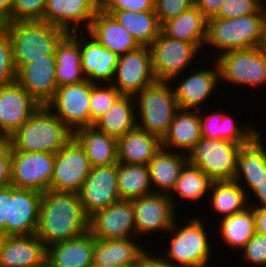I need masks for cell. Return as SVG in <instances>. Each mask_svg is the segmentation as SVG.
<instances>
[{"label": "cell", "instance_id": "cell-1", "mask_svg": "<svg viewBox=\"0 0 266 267\" xmlns=\"http://www.w3.org/2000/svg\"><path fill=\"white\" fill-rule=\"evenodd\" d=\"M89 230L79 193L48 190L42 193L36 235L49 245Z\"/></svg>", "mask_w": 266, "mask_h": 267}, {"label": "cell", "instance_id": "cell-2", "mask_svg": "<svg viewBox=\"0 0 266 267\" xmlns=\"http://www.w3.org/2000/svg\"><path fill=\"white\" fill-rule=\"evenodd\" d=\"M213 48L214 57L231 50L266 46V5L255 14L237 18L207 19L204 47Z\"/></svg>", "mask_w": 266, "mask_h": 267}, {"label": "cell", "instance_id": "cell-3", "mask_svg": "<svg viewBox=\"0 0 266 267\" xmlns=\"http://www.w3.org/2000/svg\"><path fill=\"white\" fill-rule=\"evenodd\" d=\"M72 138L73 131L47 106H40L8 141L16 151L56 154Z\"/></svg>", "mask_w": 266, "mask_h": 267}, {"label": "cell", "instance_id": "cell-4", "mask_svg": "<svg viewBox=\"0 0 266 267\" xmlns=\"http://www.w3.org/2000/svg\"><path fill=\"white\" fill-rule=\"evenodd\" d=\"M201 215L193 216L178 225L179 220L174 221L172 228L166 233L170 239L166 245V252L161 254L165 259L177 267H210L212 245L210 235L207 234L205 221L207 218Z\"/></svg>", "mask_w": 266, "mask_h": 267}, {"label": "cell", "instance_id": "cell-5", "mask_svg": "<svg viewBox=\"0 0 266 267\" xmlns=\"http://www.w3.org/2000/svg\"><path fill=\"white\" fill-rule=\"evenodd\" d=\"M6 33L12 41L16 70L55 53L57 44L67 34L63 29L42 21L7 23Z\"/></svg>", "mask_w": 266, "mask_h": 267}, {"label": "cell", "instance_id": "cell-6", "mask_svg": "<svg viewBox=\"0 0 266 267\" xmlns=\"http://www.w3.org/2000/svg\"><path fill=\"white\" fill-rule=\"evenodd\" d=\"M170 84V81H155L135 96L137 127L160 139L168 132L179 109Z\"/></svg>", "mask_w": 266, "mask_h": 267}, {"label": "cell", "instance_id": "cell-7", "mask_svg": "<svg viewBox=\"0 0 266 267\" xmlns=\"http://www.w3.org/2000/svg\"><path fill=\"white\" fill-rule=\"evenodd\" d=\"M213 60L219 69L220 82L245 89L266 87V46L231 50Z\"/></svg>", "mask_w": 266, "mask_h": 267}, {"label": "cell", "instance_id": "cell-8", "mask_svg": "<svg viewBox=\"0 0 266 267\" xmlns=\"http://www.w3.org/2000/svg\"><path fill=\"white\" fill-rule=\"evenodd\" d=\"M241 145L225 139H201L187 153V162L200 168L213 181H230L236 174Z\"/></svg>", "mask_w": 266, "mask_h": 267}, {"label": "cell", "instance_id": "cell-9", "mask_svg": "<svg viewBox=\"0 0 266 267\" xmlns=\"http://www.w3.org/2000/svg\"><path fill=\"white\" fill-rule=\"evenodd\" d=\"M204 44L173 39L161 31L149 46L157 81H171L175 76L186 72L192 64L194 66L195 59L200 55L198 52L204 50Z\"/></svg>", "mask_w": 266, "mask_h": 267}, {"label": "cell", "instance_id": "cell-10", "mask_svg": "<svg viewBox=\"0 0 266 267\" xmlns=\"http://www.w3.org/2000/svg\"><path fill=\"white\" fill-rule=\"evenodd\" d=\"M55 154L22 152L12 148L11 185L19 189H32L40 193L50 190Z\"/></svg>", "mask_w": 266, "mask_h": 267}, {"label": "cell", "instance_id": "cell-11", "mask_svg": "<svg viewBox=\"0 0 266 267\" xmlns=\"http://www.w3.org/2000/svg\"><path fill=\"white\" fill-rule=\"evenodd\" d=\"M155 81L157 79L153 71L150 47L140 46L118 56L115 74L110 84L122 95L136 96Z\"/></svg>", "mask_w": 266, "mask_h": 267}, {"label": "cell", "instance_id": "cell-12", "mask_svg": "<svg viewBox=\"0 0 266 267\" xmlns=\"http://www.w3.org/2000/svg\"><path fill=\"white\" fill-rule=\"evenodd\" d=\"M91 82L85 81L58 87L46 105L73 132L91 126Z\"/></svg>", "mask_w": 266, "mask_h": 267}, {"label": "cell", "instance_id": "cell-13", "mask_svg": "<svg viewBox=\"0 0 266 267\" xmlns=\"http://www.w3.org/2000/svg\"><path fill=\"white\" fill-rule=\"evenodd\" d=\"M91 168L83 147L73 137L55 154L50 190L79 193Z\"/></svg>", "mask_w": 266, "mask_h": 267}, {"label": "cell", "instance_id": "cell-14", "mask_svg": "<svg viewBox=\"0 0 266 267\" xmlns=\"http://www.w3.org/2000/svg\"><path fill=\"white\" fill-rule=\"evenodd\" d=\"M135 215L136 238L144 235L165 234L172 228L178 215L169 195L153 193L130 200ZM157 231V233H156ZM155 232V233H154Z\"/></svg>", "mask_w": 266, "mask_h": 267}, {"label": "cell", "instance_id": "cell-15", "mask_svg": "<svg viewBox=\"0 0 266 267\" xmlns=\"http://www.w3.org/2000/svg\"><path fill=\"white\" fill-rule=\"evenodd\" d=\"M211 67L202 68L201 70L197 68L196 72L191 71V73L187 74L188 76L184 72L170 81L174 86L173 89L179 108L201 110V107L205 106H202V104H206V101L213 97L214 92H218L217 89L221 85L219 83V69L215 60L212 62ZM173 83L177 84V86Z\"/></svg>", "mask_w": 266, "mask_h": 267}, {"label": "cell", "instance_id": "cell-16", "mask_svg": "<svg viewBox=\"0 0 266 267\" xmlns=\"http://www.w3.org/2000/svg\"><path fill=\"white\" fill-rule=\"evenodd\" d=\"M89 231L95 239L136 238L135 215L130 200H119L89 217Z\"/></svg>", "mask_w": 266, "mask_h": 267}, {"label": "cell", "instance_id": "cell-17", "mask_svg": "<svg viewBox=\"0 0 266 267\" xmlns=\"http://www.w3.org/2000/svg\"><path fill=\"white\" fill-rule=\"evenodd\" d=\"M79 196L88 217L121 200L117 187V163L91 168Z\"/></svg>", "mask_w": 266, "mask_h": 267}, {"label": "cell", "instance_id": "cell-18", "mask_svg": "<svg viewBox=\"0 0 266 267\" xmlns=\"http://www.w3.org/2000/svg\"><path fill=\"white\" fill-rule=\"evenodd\" d=\"M40 106L16 81L0 87V132L9 139Z\"/></svg>", "mask_w": 266, "mask_h": 267}, {"label": "cell", "instance_id": "cell-19", "mask_svg": "<svg viewBox=\"0 0 266 267\" xmlns=\"http://www.w3.org/2000/svg\"><path fill=\"white\" fill-rule=\"evenodd\" d=\"M42 193L9 185V219L6 236L34 235L37 232Z\"/></svg>", "mask_w": 266, "mask_h": 267}, {"label": "cell", "instance_id": "cell-20", "mask_svg": "<svg viewBox=\"0 0 266 267\" xmlns=\"http://www.w3.org/2000/svg\"><path fill=\"white\" fill-rule=\"evenodd\" d=\"M70 34L80 43L83 76L94 84H110L115 74L118 56L85 31Z\"/></svg>", "mask_w": 266, "mask_h": 267}, {"label": "cell", "instance_id": "cell-21", "mask_svg": "<svg viewBox=\"0 0 266 267\" xmlns=\"http://www.w3.org/2000/svg\"><path fill=\"white\" fill-rule=\"evenodd\" d=\"M99 9L92 0H47L41 21L66 33L79 32L80 28V32H86Z\"/></svg>", "mask_w": 266, "mask_h": 267}, {"label": "cell", "instance_id": "cell-22", "mask_svg": "<svg viewBox=\"0 0 266 267\" xmlns=\"http://www.w3.org/2000/svg\"><path fill=\"white\" fill-rule=\"evenodd\" d=\"M56 59L54 53L45 59L34 60L17 70L16 82L41 106H46L58 88L56 82Z\"/></svg>", "mask_w": 266, "mask_h": 267}, {"label": "cell", "instance_id": "cell-23", "mask_svg": "<svg viewBox=\"0 0 266 267\" xmlns=\"http://www.w3.org/2000/svg\"><path fill=\"white\" fill-rule=\"evenodd\" d=\"M262 137L264 136L258 131L248 142L241 145L237 154L236 174L233 180L246 191L248 199L251 195L250 190L266 178V146L261 141Z\"/></svg>", "mask_w": 266, "mask_h": 267}, {"label": "cell", "instance_id": "cell-24", "mask_svg": "<svg viewBox=\"0 0 266 267\" xmlns=\"http://www.w3.org/2000/svg\"><path fill=\"white\" fill-rule=\"evenodd\" d=\"M47 261V246L36 235L6 236L0 267H37Z\"/></svg>", "mask_w": 266, "mask_h": 267}, {"label": "cell", "instance_id": "cell-25", "mask_svg": "<svg viewBox=\"0 0 266 267\" xmlns=\"http://www.w3.org/2000/svg\"><path fill=\"white\" fill-rule=\"evenodd\" d=\"M95 238L88 230L80 236L47 247L51 267H93Z\"/></svg>", "mask_w": 266, "mask_h": 267}, {"label": "cell", "instance_id": "cell-26", "mask_svg": "<svg viewBox=\"0 0 266 267\" xmlns=\"http://www.w3.org/2000/svg\"><path fill=\"white\" fill-rule=\"evenodd\" d=\"M86 32L117 56L140 47L128 30L102 9L97 11Z\"/></svg>", "mask_w": 266, "mask_h": 267}, {"label": "cell", "instance_id": "cell-27", "mask_svg": "<svg viewBox=\"0 0 266 267\" xmlns=\"http://www.w3.org/2000/svg\"><path fill=\"white\" fill-rule=\"evenodd\" d=\"M201 137L200 110L179 108L161 144L164 149L187 154Z\"/></svg>", "mask_w": 266, "mask_h": 267}, {"label": "cell", "instance_id": "cell-28", "mask_svg": "<svg viewBox=\"0 0 266 267\" xmlns=\"http://www.w3.org/2000/svg\"><path fill=\"white\" fill-rule=\"evenodd\" d=\"M200 110V125L202 137L206 139H225L235 144L243 145L248 142L257 132L253 125H237V118L231 116L222 108L217 112L215 110L202 113Z\"/></svg>", "mask_w": 266, "mask_h": 267}, {"label": "cell", "instance_id": "cell-29", "mask_svg": "<svg viewBox=\"0 0 266 267\" xmlns=\"http://www.w3.org/2000/svg\"><path fill=\"white\" fill-rule=\"evenodd\" d=\"M137 239H95L93 267L136 266L140 255L146 250Z\"/></svg>", "mask_w": 266, "mask_h": 267}, {"label": "cell", "instance_id": "cell-30", "mask_svg": "<svg viewBox=\"0 0 266 267\" xmlns=\"http://www.w3.org/2000/svg\"><path fill=\"white\" fill-rule=\"evenodd\" d=\"M161 148L158 136L136 127L117 139V160L121 163L148 165Z\"/></svg>", "mask_w": 266, "mask_h": 267}, {"label": "cell", "instance_id": "cell-31", "mask_svg": "<svg viewBox=\"0 0 266 267\" xmlns=\"http://www.w3.org/2000/svg\"><path fill=\"white\" fill-rule=\"evenodd\" d=\"M186 163L187 154L161 148L148 164L154 193L170 195Z\"/></svg>", "mask_w": 266, "mask_h": 267}, {"label": "cell", "instance_id": "cell-32", "mask_svg": "<svg viewBox=\"0 0 266 267\" xmlns=\"http://www.w3.org/2000/svg\"><path fill=\"white\" fill-rule=\"evenodd\" d=\"M73 137L83 147L92 168L118 163L117 140L95 126L79 128Z\"/></svg>", "mask_w": 266, "mask_h": 267}, {"label": "cell", "instance_id": "cell-33", "mask_svg": "<svg viewBox=\"0 0 266 267\" xmlns=\"http://www.w3.org/2000/svg\"><path fill=\"white\" fill-rule=\"evenodd\" d=\"M136 115L135 96L121 95L93 126L117 140L137 127Z\"/></svg>", "mask_w": 266, "mask_h": 267}, {"label": "cell", "instance_id": "cell-34", "mask_svg": "<svg viewBox=\"0 0 266 267\" xmlns=\"http://www.w3.org/2000/svg\"><path fill=\"white\" fill-rule=\"evenodd\" d=\"M54 55L58 87L86 80L82 73L80 43L70 33L57 44Z\"/></svg>", "mask_w": 266, "mask_h": 267}, {"label": "cell", "instance_id": "cell-35", "mask_svg": "<svg viewBox=\"0 0 266 267\" xmlns=\"http://www.w3.org/2000/svg\"><path fill=\"white\" fill-rule=\"evenodd\" d=\"M161 31L168 37L189 43H205L207 18L194 5L178 17L164 22Z\"/></svg>", "mask_w": 266, "mask_h": 267}, {"label": "cell", "instance_id": "cell-36", "mask_svg": "<svg viewBox=\"0 0 266 267\" xmlns=\"http://www.w3.org/2000/svg\"><path fill=\"white\" fill-rule=\"evenodd\" d=\"M208 201H210L208 203L209 208L212 209L214 214L221 216V218L245 210L249 207L250 202L246 191L234 180L214 181L210 189Z\"/></svg>", "mask_w": 266, "mask_h": 267}, {"label": "cell", "instance_id": "cell-37", "mask_svg": "<svg viewBox=\"0 0 266 267\" xmlns=\"http://www.w3.org/2000/svg\"><path fill=\"white\" fill-rule=\"evenodd\" d=\"M217 221L219 226L214 228L218 229L221 241L230 250L242 249L256 233L254 209L251 206Z\"/></svg>", "mask_w": 266, "mask_h": 267}, {"label": "cell", "instance_id": "cell-38", "mask_svg": "<svg viewBox=\"0 0 266 267\" xmlns=\"http://www.w3.org/2000/svg\"><path fill=\"white\" fill-rule=\"evenodd\" d=\"M112 15L134 37L140 46H150L161 33L155 11H105Z\"/></svg>", "mask_w": 266, "mask_h": 267}, {"label": "cell", "instance_id": "cell-39", "mask_svg": "<svg viewBox=\"0 0 266 267\" xmlns=\"http://www.w3.org/2000/svg\"><path fill=\"white\" fill-rule=\"evenodd\" d=\"M213 182L214 181L210 177H208L200 168L190 165L187 162L181 169L175 188L169 195V198L172 200L176 210L180 208L177 206L178 198L184 201H190L192 202V204L193 201L194 203L200 202L201 199H208V193H210ZM177 194L180 197H176L178 196ZM176 198L177 202L175 201Z\"/></svg>", "mask_w": 266, "mask_h": 267}, {"label": "cell", "instance_id": "cell-40", "mask_svg": "<svg viewBox=\"0 0 266 267\" xmlns=\"http://www.w3.org/2000/svg\"><path fill=\"white\" fill-rule=\"evenodd\" d=\"M117 187L121 200L153 194L148 165L118 162Z\"/></svg>", "mask_w": 266, "mask_h": 267}, {"label": "cell", "instance_id": "cell-41", "mask_svg": "<svg viewBox=\"0 0 266 267\" xmlns=\"http://www.w3.org/2000/svg\"><path fill=\"white\" fill-rule=\"evenodd\" d=\"M122 94L111 84L91 82V126L114 104Z\"/></svg>", "mask_w": 266, "mask_h": 267}, {"label": "cell", "instance_id": "cell-42", "mask_svg": "<svg viewBox=\"0 0 266 267\" xmlns=\"http://www.w3.org/2000/svg\"><path fill=\"white\" fill-rule=\"evenodd\" d=\"M46 5L47 0H13L11 22L41 21Z\"/></svg>", "mask_w": 266, "mask_h": 267}, {"label": "cell", "instance_id": "cell-43", "mask_svg": "<svg viewBox=\"0 0 266 267\" xmlns=\"http://www.w3.org/2000/svg\"><path fill=\"white\" fill-rule=\"evenodd\" d=\"M12 41L7 33L0 37V87L16 81Z\"/></svg>", "mask_w": 266, "mask_h": 267}, {"label": "cell", "instance_id": "cell-44", "mask_svg": "<svg viewBox=\"0 0 266 267\" xmlns=\"http://www.w3.org/2000/svg\"><path fill=\"white\" fill-rule=\"evenodd\" d=\"M266 0H225L217 18H237L258 13L265 5Z\"/></svg>", "mask_w": 266, "mask_h": 267}, {"label": "cell", "instance_id": "cell-45", "mask_svg": "<svg viewBox=\"0 0 266 267\" xmlns=\"http://www.w3.org/2000/svg\"><path fill=\"white\" fill-rule=\"evenodd\" d=\"M240 251L248 266L266 267V236L263 234L256 232Z\"/></svg>", "mask_w": 266, "mask_h": 267}, {"label": "cell", "instance_id": "cell-46", "mask_svg": "<svg viewBox=\"0 0 266 267\" xmlns=\"http://www.w3.org/2000/svg\"><path fill=\"white\" fill-rule=\"evenodd\" d=\"M194 5L195 0H154V11L162 25Z\"/></svg>", "mask_w": 266, "mask_h": 267}, {"label": "cell", "instance_id": "cell-47", "mask_svg": "<svg viewBox=\"0 0 266 267\" xmlns=\"http://www.w3.org/2000/svg\"><path fill=\"white\" fill-rule=\"evenodd\" d=\"M101 9L104 11H154V0H107Z\"/></svg>", "mask_w": 266, "mask_h": 267}, {"label": "cell", "instance_id": "cell-48", "mask_svg": "<svg viewBox=\"0 0 266 267\" xmlns=\"http://www.w3.org/2000/svg\"><path fill=\"white\" fill-rule=\"evenodd\" d=\"M12 145L7 141L0 148V189L11 185Z\"/></svg>", "mask_w": 266, "mask_h": 267}, {"label": "cell", "instance_id": "cell-49", "mask_svg": "<svg viewBox=\"0 0 266 267\" xmlns=\"http://www.w3.org/2000/svg\"><path fill=\"white\" fill-rule=\"evenodd\" d=\"M145 250L138 260L136 267H177L162 255H156L153 251Z\"/></svg>", "mask_w": 266, "mask_h": 267}, {"label": "cell", "instance_id": "cell-50", "mask_svg": "<svg viewBox=\"0 0 266 267\" xmlns=\"http://www.w3.org/2000/svg\"><path fill=\"white\" fill-rule=\"evenodd\" d=\"M225 0H195V6L207 18L215 17Z\"/></svg>", "mask_w": 266, "mask_h": 267}, {"label": "cell", "instance_id": "cell-51", "mask_svg": "<svg viewBox=\"0 0 266 267\" xmlns=\"http://www.w3.org/2000/svg\"><path fill=\"white\" fill-rule=\"evenodd\" d=\"M7 219H9V186L0 189V231L5 235Z\"/></svg>", "mask_w": 266, "mask_h": 267}, {"label": "cell", "instance_id": "cell-52", "mask_svg": "<svg viewBox=\"0 0 266 267\" xmlns=\"http://www.w3.org/2000/svg\"><path fill=\"white\" fill-rule=\"evenodd\" d=\"M253 197L255 199V202L258 203H249V206L251 207H257V208H264L266 209V178L263 179L262 182L257 184V186L251 191ZM252 203V204H251Z\"/></svg>", "mask_w": 266, "mask_h": 267}, {"label": "cell", "instance_id": "cell-53", "mask_svg": "<svg viewBox=\"0 0 266 267\" xmlns=\"http://www.w3.org/2000/svg\"><path fill=\"white\" fill-rule=\"evenodd\" d=\"M256 232L266 236V209L253 207Z\"/></svg>", "mask_w": 266, "mask_h": 267}, {"label": "cell", "instance_id": "cell-54", "mask_svg": "<svg viewBox=\"0 0 266 267\" xmlns=\"http://www.w3.org/2000/svg\"><path fill=\"white\" fill-rule=\"evenodd\" d=\"M13 0H0V17L7 23L11 22V9Z\"/></svg>", "mask_w": 266, "mask_h": 267}, {"label": "cell", "instance_id": "cell-55", "mask_svg": "<svg viewBox=\"0 0 266 267\" xmlns=\"http://www.w3.org/2000/svg\"><path fill=\"white\" fill-rule=\"evenodd\" d=\"M7 22L0 17V37L6 33Z\"/></svg>", "mask_w": 266, "mask_h": 267}, {"label": "cell", "instance_id": "cell-56", "mask_svg": "<svg viewBox=\"0 0 266 267\" xmlns=\"http://www.w3.org/2000/svg\"><path fill=\"white\" fill-rule=\"evenodd\" d=\"M100 9L106 4L107 0H92Z\"/></svg>", "mask_w": 266, "mask_h": 267}, {"label": "cell", "instance_id": "cell-57", "mask_svg": "<svg viewBox=\"0 0 266 267\" xmlns=\"http://www.w3.org/2000/svg\"><path fill=\"white\" fill-rule=\"evenodd\" d=\"M8 141V139L0 132V148Z\"/></svg>", "mask_w": 266, "mask_h": 267}, {"label": "cell", "instance_id": "cell-58", "mask_svg": "<svg viewBox=\"0 0 266 267\" xmlns=\"http://www.w3.org/2000/svg\"><path fill=\"white\" fill-rule=\"evenodd\" d=\"M6 235L0 231V252L2 250V246H3V242H4V239H5Z\"/></svg>", "mask_w": 266, "mask_h": 267}, {"label": "cell", "instance_id": "cell-59", "mask_svg": "<svg viewBox=\"0 0 266 267\" xmlns=\"http://www.w3.org/2000/svg\"><path fill=\"white\" fill-rule=\"evenodd\" d=\"M37 267H51V265L49 264L48 261L42 263L40 266H37Z\"/></svg>", "mask_w": 266, "mask_h": 267}, {"label": "cell", "instance_id": "cell-60", "mask_svg": "<svg viewBox=\"0 0 266 267\" xmlns=\"http://www.w3.org/2000/svg\"><path fill=\"white\" fill-rule=\"evenodd\" d=\"M108 267V266H107ZM109 267H136V266H123V265H117V266H109Z\"/></svg>", "mask_w": 266, "mask_h": 267}]
</instances>
